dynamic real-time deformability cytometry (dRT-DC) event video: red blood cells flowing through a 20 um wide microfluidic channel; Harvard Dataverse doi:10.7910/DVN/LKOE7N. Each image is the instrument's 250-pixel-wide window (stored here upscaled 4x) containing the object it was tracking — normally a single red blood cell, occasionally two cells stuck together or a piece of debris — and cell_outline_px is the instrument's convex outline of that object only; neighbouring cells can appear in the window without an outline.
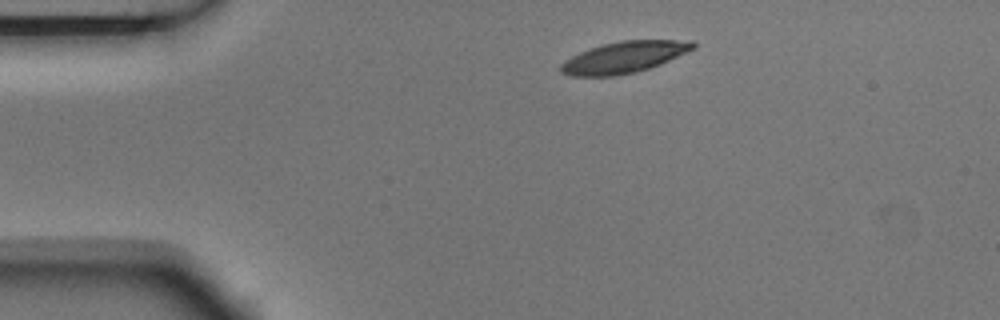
{"species": "Egyptian fruit bat (a non-hibernating species)", "species_latin": "Rousettus aegyptiacus", "temperature_condition": "room temperature", "stored_images_in_passage": 3, "camera_frame_rate_fps": 3000, "um_per_image_px": 0.085, "animal": {"sex": "male"}, "frame": {"image": 1, "passage_image": 1, "time_ms": 0.0, "image_size_px": [1000, 320], "cell_outline_px": [[696, 48], [660, 64], [648, 68], [632, 72], [612, 76], [572, 76], [560, 72], [560, 64], [564, 60], [588, 48], [620, 40], [692, 40], [696, 44]], "centroid_in_image_um": [53.04, 4.85], "position_along_channel_um": 32.0, "area_um2": 24.1}}
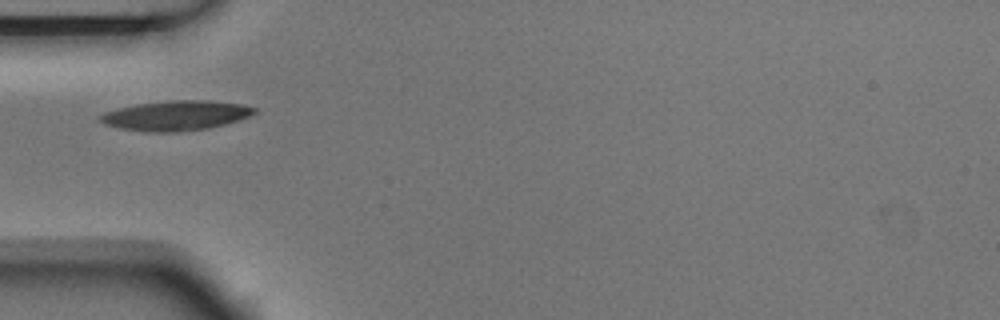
{"frame": {"image": 2, "passage_image": 3, "time_ms": 0.667, "image_size_px": [1000, 320], "cell_outline_px": [[256, 112], [248, 116], [224, 124], [208, 128], [176, 132], [148, 132], [120, 128], [104, 124], [96, 116], [104, 112], [136, 104], [168, 100], [208, 100], [240, 104], [256, 108]], "centroid_in_image_um": [14.9, 9.82], "position_along_channel_um": 70.1, "area_um2": 26.65}}